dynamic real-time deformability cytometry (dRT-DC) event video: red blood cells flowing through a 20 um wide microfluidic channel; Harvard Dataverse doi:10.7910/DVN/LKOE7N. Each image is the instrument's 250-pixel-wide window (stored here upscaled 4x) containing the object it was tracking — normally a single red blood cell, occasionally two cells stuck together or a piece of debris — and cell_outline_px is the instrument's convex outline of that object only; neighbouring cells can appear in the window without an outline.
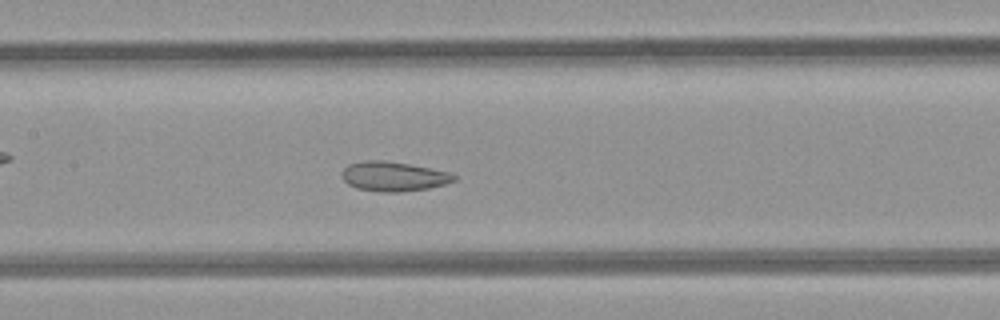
{"species": "common noctule bat (a hibernating species)", "species_latin": "Nyctalus noctula", "temperature_condition": "room temperature", "stored_images_in_passage": 40, "camera_frame_rate_fps": 3000, "um_per_image_px": 0.085, "animal": {"sex": "female", "body_mass_g": 21.9}, "frame": {"image": 1, "passage_image": 13, "time_ms": 4.0, "image_size_px": [1000, 320], "cell_outline_px": [[456, 180], [444, 184], [428, 188], [400, 192], [380, 192], [356, 188], [348, 184], [340, 176], [340, 172], [348, 164], [364, 160], [384, 160], [408, 164], [448, 172], [456, 176]], "centroid_in_image_um": [33.38, 14.99], "position_along_channel_um": 174.0, "area_um2": 19.31}}
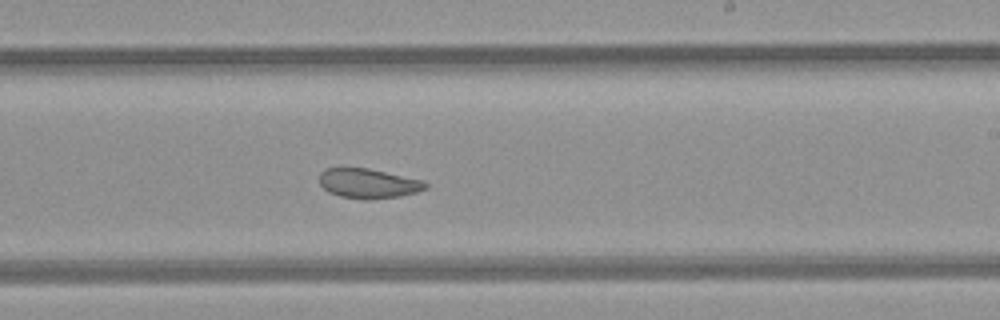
{"frame": {"image": 2, "passage_image": 19, "time_ms": 6.0, "image_size_px": [1000, 320], "cell_outline_px": [[428, 188], [416, 192], [400, 196], [340, 196], [328, 192], [320, 184], [320, 172], [324, 168], [368, 168], [424, 180], [428, 184]], "centroid_in_image_um": [31.32, 15.53], "position_along_channel_um": 257.7, "area_um2": 17.57}}
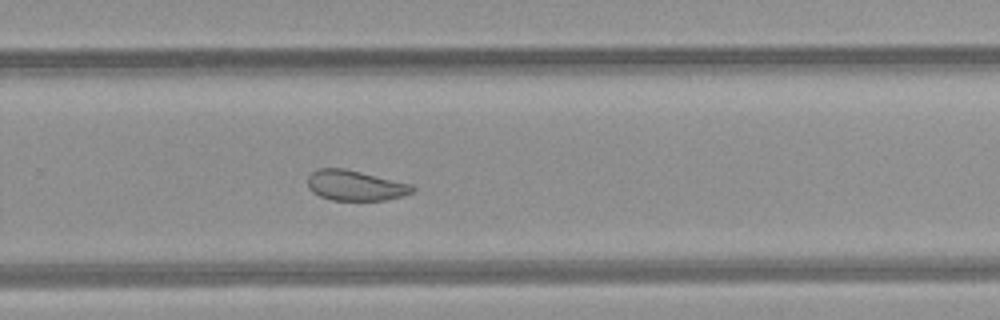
{"frame": {"image": 3, "passage_image": 22, "time_ms": 7.0, "image_size_px": [1000, 320], "cell_outline_px": [[416, 188], [412, 192], [404, 196], [384, 200], [332, 200], [320, 196], [312, 192], [308, 188], [308, 176], [312, 172], [320, 168], [344, 168], [412, 184]], "centroid_in_image_um": [30.2, 15.77], "position_along_channel_um": 299.6, "area_um2": 18.5}, "authors_computed_cell_mechanics": {"area_um2": 21.3282, "velocity_mm_per_s": 4.2133, "shape_relaxation_time_tau1_ms": null, "shape_relaxation_time_tau2_ms": 1.7031, "deformation_change_tau1": null, "deformation_change_tau2": 0.075}}